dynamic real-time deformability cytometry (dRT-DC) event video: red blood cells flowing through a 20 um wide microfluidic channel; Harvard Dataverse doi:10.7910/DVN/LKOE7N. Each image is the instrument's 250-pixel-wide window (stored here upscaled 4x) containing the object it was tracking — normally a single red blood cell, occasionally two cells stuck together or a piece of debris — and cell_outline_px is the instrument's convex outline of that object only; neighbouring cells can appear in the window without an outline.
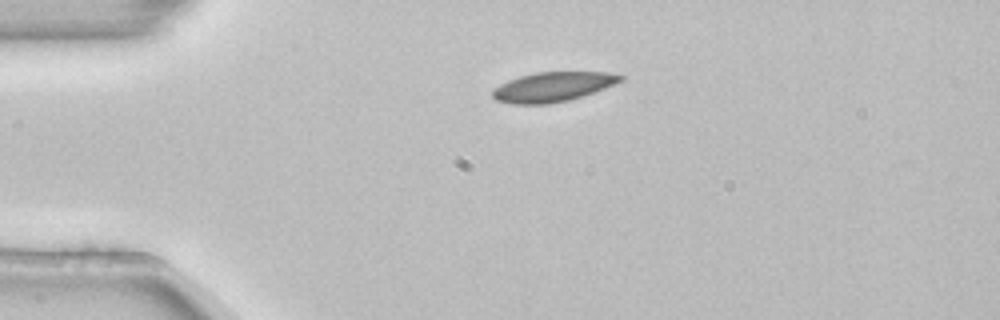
{"species": "common noctule bat (a hibernating species)", "species_latin": "Nyctalus noctula", "temperature_condition": "room temperature", "stored_images_in_passage": 3, "camera_frame_rate_fps": 3000, "um_per_image_px": 0.085, "animal": {"sex": "female", "body_mass_g": 22.7, "forearm_length_mm": 54.2}, "frame": {"image": 1, "passage_image": 1, "time_ms": 0.0, "image_size_px": [1000, 320], "cell_outline_px": [[624, 80], [604, 88], [568, 100], [548, 104], [512, 104], [496, 100], [492, 96], [492, 88], [508, 80], [520, 76], [536, 72], [608, 72], [624, 76]], "centroid_in_image_um": [46.95, 7.38], "position_along_channel_um": 38.1, "area_um2": 21.96}}